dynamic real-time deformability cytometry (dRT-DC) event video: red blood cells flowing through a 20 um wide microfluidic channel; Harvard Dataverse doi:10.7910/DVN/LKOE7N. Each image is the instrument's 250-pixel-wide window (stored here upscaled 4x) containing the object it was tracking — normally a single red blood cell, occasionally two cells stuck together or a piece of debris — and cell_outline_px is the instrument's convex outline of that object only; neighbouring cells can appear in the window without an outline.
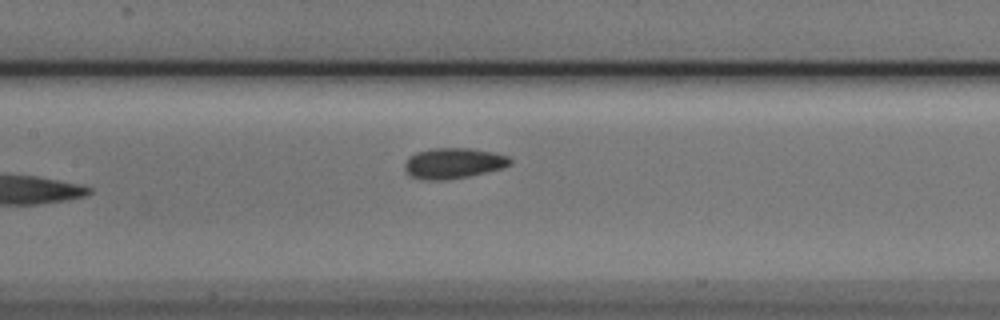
{"species": "Egyptian fruit bat (a non-hibernating species)", "species_latin": "Rousettus aegyptiacus", "temperature_condition": "cold", "stored_images_in_passage": 8, "camera_frame_rate_fps": 3000, "um_per_image_px": 0.085, "animal": {"sex": "male"}, "frame": {"image": 1, "passage_image": 8, "time_ms": 2.333, "image_size_px": [1000, 320], "cell_outline_px": [[512, 164], [504, 168], [488, 172], [448, 180], [424, 180], [412, 176], [404, 172], [404, 160], [408, 156], [416, 152], [432, 148], [472, 148], [492, 152], [508, 156], [512, 160]], "centroid_in_image_um": [38.52, 13.87], "position_along_channel_um": 168.9, "area_um2": 19.19}}